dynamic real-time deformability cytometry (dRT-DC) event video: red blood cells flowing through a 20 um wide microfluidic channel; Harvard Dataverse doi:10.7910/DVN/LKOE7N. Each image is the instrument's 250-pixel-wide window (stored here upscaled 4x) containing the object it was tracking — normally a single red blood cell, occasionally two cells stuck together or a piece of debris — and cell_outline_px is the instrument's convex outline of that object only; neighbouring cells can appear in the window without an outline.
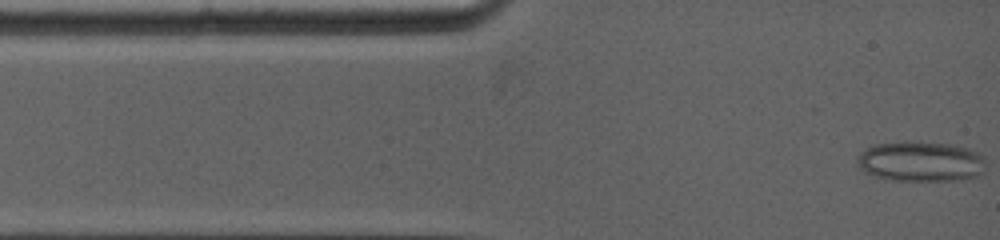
{"species": "common noctule bat (a hibernating species)", "species_latin": "Nyctalus noctula", "temperature_condition": "warm", "stored_images_in_passage": 7, "camera_frame_rate_fps": 5000, "um_per_image_px": 0.085, "animal": {"sex": "female", "body_mass_g": 19.0, "forearm_length_mm": 53.3}, "frame": {"image": 1, "passage_image": 1, "time_ms": 0.0, "image_size_px": [1000, 240], "cell_outline_px": [[984, 160], [976, 176], [960, 180], [892, 180], [876, 176], [864, 172], [860, 164], [860, 152], [876, 144], [900, 140], [908, 140], [952, 144], [968, 148], [984, 156]], "centroid_in_image_um": [78.25, 13.69], "position_along_channel_um": 6.8, "area_um2": 29.82}}
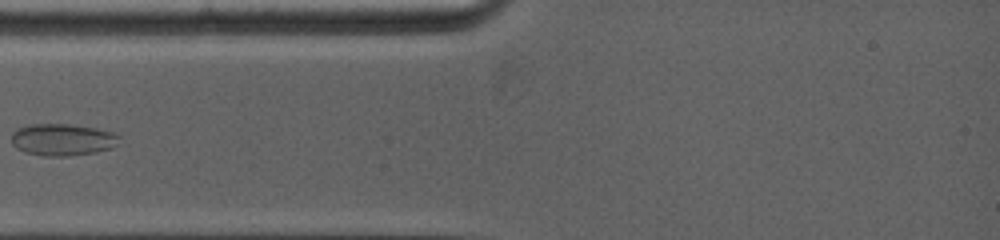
{"frame": {"image": 2, "passage_image": 5, "time_ms": 3.0, "image_size_px": [1000, 240], "cell_outline_px": [[120, 136], [116, 144], [108, 148], [96, 152], [68, 156], [44, 156], [24, 152], [16, 148], [12, 144], [12, 132], [28, 124], [68, 124], [96, 128], [112, 132]], "centroid_in_image_um": [5.27, 11.87], "position_along_channel_um": 79.7, "area_um2": 19.94}}
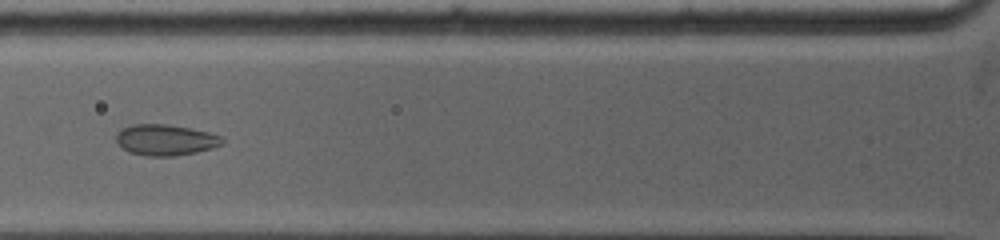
{"frame": {"image": 3, "passage_image": 6, "time_ms": 3.8, "image_size_px": [1000, 240], "cell_outline_px": [[224, 144], [212, 148], [196, 152], [176, 156], [148, 156], [128, 152], [116, 144], [116, 132], [120, 128], [132, 124], [168, 124], [208, 132], [224, 136]], "centroid_in_image_um": [14.04, 11.89], "position_along_channel_um": 111.8, "area_um2": 19.48}}